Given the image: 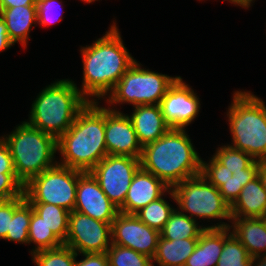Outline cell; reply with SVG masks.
<instances>
[{
    "label": "cell",
    "mask_w": 266,
    "mask_h": 266,
    "mask_svg": "<svg viewBox=\"0 0 266 266\" xmlns=\"http://www.w3.org/2000/svg\"><path fill=\"white\" fill-rule=\"evenodd\" d=\"M120 33L116 21H113L103 37L93 41L92 45L80 47L83 79L81 89H78L88 101L105 100L136 62L123 44Z\"/></svg>",
    "instance_id": "cell-1"
},
{
    "label": "cell",
    "mask_w": 266,
    "mask_h": 266,
    "mask_svg": "<svg viewBox=\"0 0 266 266\" xmlns=\"http://www.w3.org/2000/svg\"><path fill=\"white\" fill-rule=\"evenodd\" d=\"M57 163L83 172L91 171L107 156L105 107L89 101L77 114L71 127L57 139Z\"/></svg>",
    "instance_id": "cell-2"
},
{
    "label": "cell",
    "mask_w": 266,
    "mask_h": 266,
    "mask_svg": "<svg viewBox=\"0 0 266 266\" xmlns=\"http://www.w3.org/2000/svg\"><path fill=\"white\" fill-rule=\"evenodd\" d=\"M201 160L186 129L170 128L159 139L143 146L140 165L173 188L201 174Z\"/></svg>",
    "instance_id": "cell-3"
},
{
    "label": "cell",
    "mask_w": 266,
    "mask_h": 266,
    "mask_svg": "<svg viewBox=\"0 0 266 266\" xmlns=\"http://www.w3.org/2000/svg\"><path fill=\"white\" fill-rule=\"evenodd\" d=\"M78 88L72 79L57 80L46 86L31 104L26 122L58 139L89 102Z\"/></svg>",
    "instance_id": "cell-4"
},
{
    "label": "cell",
    "mask_w": 266,
    "mask_h": 266,
    "mask_svg": "<svg viewBox=\"0 0 266 266\" xmlns=\"http://www.w3.org/2000/svg\"><path fill=\"white\" fill-rule=\"evenodd\" d=\"M226 112L232 137L230 146L266 161V105L251 91H234Z\"/></svg>",
    "instance_id": "cell-5"
},
{
    "label": "cell",
    "mask_w": 266,
    "mask_h": 266,
    "mask_svg": "<svg viewBox=\"0 0 266 266\" xmlns=\"http://www.w3.org/2000/svg\"><path fill=\"white\" fill-rule=\"evenodd\" d=\"M1 137L9 146L17 178L23 185L57 164V139L26 121Z\"/></svg>",
    "instance_id": "cell-6"
},
{
    "label": "cell",
    "mask_w": 266,
    "mask_h": 266,
    "mask_svg": "<svg viewBox=\"0 0 266 266\" xmlns=\"http://www.w3.org/2000/svg\"><path fill=\"white\" fill-rule=\"evenodd\" d=\"M260 161L230 144L215 150L209 161L201 160V175L219 189L231 206L242 188L258 176Z\"/></svg>",
    "instance_id": "cell-7"
},
{
    "label": "cell",
    "mask_w": 266,
    "mask_h": 266,
    "mask_svg": "<svg viewBox=\"0 0 266 266\" xmlns=\"http://www.w3.org/2000/svg\"><path fill=\"white\" fill-rule=\"evenodd\" d=\"M169 197L178 206L177 209L193 220L220 221L205 228H226L231 221L230 205L223 199L218 188L209 183L201 174L190 177L168 190Z\"/></svg>",
    "instance_id": "cell-8"
},
{
    "label": "cell",
    "mask_w": 266,
    "mask_h": 266,
    "mask_svg": "<svg viewBox=\"0 0 266 266\" xmlns=\"http://www.w3.org/2000/svg\"><path fill=\"white\" fill-rule=\"evenodd\" d=\"M141 65L136 61L107 95L105 101L109 109L119 111L116 108L117 104L124 103L132 104L133 107L159 105L169 87L179 77L151 71L149 68L144 69Z\"/></svg>",
    "instance_id": "cell-9"
},
{
    "label": "cell",
    "mask_w": 266,
    "mask_h": 266,
    "mask_svg": "<svg viewBox=\"0 0 266 266\" xmlns=\"http://www.w3.org/2000/svg\"><path fill=\"white\" fill-rule=\"evenodd\" d=\"M83 171L56 164L24 185L29 203H47L72 212L76 203L78 178Z\"/></svg>",
    "instance_id": "cell-10"
},
{
    "label": "cell",
    "mask_w": 266,
    "mask_h": 266,
    "mask_svg": "<svg viewBox=\"0 0 266 266\" xmlns=\"http://www.w3.org/2000/svg\"><path fill=\"white\" fill-rule=\"evenodd\" d=\"M141 167L140 158L107 155L91 171L100 188L109 200L120 209L137 170Z\"/></svg>",
    "instance_id": "cell-11"
},
{
    "label": "cell",
    "mask_w": 266,
    "mask_h": 266,
    "mask_svg": "<svg viewBox=\"0 0 266 266\" xmlns=\"http://www.w3.org/2000/svg\"><path fill=\"white\" fill-rule=\"evenodd\" d=\"M111 244V224L95 220L78 211L70 212L64 245L77 254H84L106 253Z\"/></svg>",
    "instance_id": "cell-12"
},
{
    "label": "cell",
    "mask_w": 266,
    "mask_h": 266,
    "mask_svg": "<svg viewBox=\"0 0 266 266\" xmlns=\"http://www.w3.org/2000/svg\"><path fill=\"white\" fill-rule=\"evenodd\" d=\"M112 244L130 248L153 259L160 232L143 223L135 214L119 212L111 224Z\"/></svg>",
    "instance_id": "cell-13"
},
{
    "label": "cell",
    "mask_w": 266,
    "mask_h": 266,
    "mask_svg": "<svg viewBox=\"0 0 266 266\" xmlns=\"http://www.w3.org/2000/svg\"><path fill=\"white\" fill-rule=\"evenodd\" d=\"M199 96L179 76L159 103L161 113L170 128L185 129L198 116Z\"/></svg>",
    "instance_id": "cell-14"
},
{
    "label": "cell",
    "mask_w": 266,
    "mask_h": 266,
    "mask_svg": "<svg viewBox=\"0 0 266 266\" xmlns=\"http://www.w3.org/2000/svg\"><path fill=\"white\" fill-rule=\"evenodd\" d=\"M105 145L107 155L141 158L143 147L128 114L105 107Z\"/></svg>",
    "instance_id": "cell-15"
},
{
    "label": "cell",
    "mask_w": 266,
    "mask_h": 266,
    "mask_svg": "<svg viewBox=\"0 0 266 266\" xmlns=\"http://www.w3.org/2000/svg\"><path fill=\"white\" fill-rule=\"evenodd\" d=\"M73 211L109 224H112L119 213V209L109 200L90 172H84L78 178L76 203Z\"/></svg>",
    "instance_id": "cell-16"
},
{
    "label": "cell",
    "mask_w": 266,
    "mask_h": 266,
    "mask_svg": "<svg viewBox=\"0 0 266 266\" xmlns=\"http://www.w3.org/2000/svg\"><path fill=\"white\" fill-rule=\"evenodd\" d=\"M169 189L162 180L140 167L131 181L124 205L119 212L135 214L152 201L164 196Z\"/></svg>",
    "instance_id": "cell-17"
},
{
    "label": "cell",
    "mask_w": 266,
    "mask_h": 266,
    "mask_svg": "<svg viewBox=\"0 0 266 266\" xmlns=\"http://www.w3.org/2000/svg\"><path fill=\"white\" fill-rule=\"evenodd\" d=\"M128 115L142 147L163 136L170 126L165 122L159 105H137Z\"/></svg>",
    "instance_id": "cell-18"
},
{
    "label": "cell",
    "mask_w": 266,
    "mask_h": 266,
    "mask_svg": "<svg viewBox=\"0 0 266 266\" xmlns=\"http://www.w3.org/2000/svg\"><path fill=\"white\" fill-rule=\"evenodd\" d=\"M229 224L231 233L252 258L266 255V217H232Z\"/></svg>",
    "instance_id": "cell-19"
},
{
    "label": "cell",
    "mask_w": 266,
    "mask_h": 266,
    "mask_svg": "<svg viewBox=\"0 0 266 266\" xmlns=\"http://www.w3.org/2000/svg\"><path fill=\"white\" fill-rule=\"evenodd\" d=\"M0 16L5 22L9 40L27 48L32 27L37 25V6H17L0 9Z\"/></svg>",
    "instance_id": "cell-20"
},
{
    "label": "cell",
    "mask_w": 266,
    "mask_h": 266,
    "mask_svg": "<svg viewBox=\"0 0 266 266\" xmlns=\"http://www.w3.org/2000/svg\"><path fill=\"white\" fill-rule=\"evenodd\" d=\"M231 217H266V191L259 176L248 182L230 206Z\"/></svg>",
    "instance_id": "cell-21"
},
{
    "label": "cell",
    "mask_w": 266,
    "mask_h": 266,
    "mask_svg": "<svg viewBox=\"0 0 266 266\" xmlns=\"http://www.w3.org/2000/svg\"><path fill=\"white\" fill-rule=\"evenodd\" d=\"M224 243V228H205L184 266H217Z\"/></svg>",
    "instance_id": "cell-22"
},
{
    "label": "cell",
    "mask_w": 266,
    "mask_h": 266,
    "mask_svg": "<svg viewBox=\"0 0 266 266\" xmlns=\"http://www.w3.org/2000/svg\"><path fill=\"white\" fill-rule=\"evenodd\" d=\"M198 238L168 240L161 236L153 260L159 266H184L194 252Z\"/></svg>",
    "instance_id": "cell-23"
},
{
    "label": "cell",
    "mask_w": 266,
    "mask_h": 266,
    "mask_svg": "<svg viewBox=\"0 0 266 266\" xmlns=\"http://www.w3.org/2000/svg\"><path fill=\"white\" fill-rule=\"evenodd\" d=\"M198 225V221L175 208L160 232V236L168 240L199 238L205 225Z\"/></svg>",
    "instance_id": "cell-24"
},
{
    "label": "cell",
    "mask_w": 266,
    "mask_h": 266,
    "mask_svg": "<svg viewBox=\"0 0 266 266\" xmlns=\"http://www.w3.org/2000/svg\"><path fill=\"white\" fill-rule=\"evenodd\" d=\"M31 216L32 205L25 195L14 198V213L5 240L27 245Z\"/></svg>",
    "instance_id": "cell-25"
},
{
    "label": "cell",
    "mask_w": 266,
    "mask_h": 266,
    "mask_svg": "<svg viewBox=\"0 0 266 266\" xmlns=\"http://www.w3.org/2000/svg\"><path fill=\"white\" fill-rule=\"evenodd\" d=\"M33 211L43 218L45 224L54 235L64 244L68 234L70 211L63 207L47 203H30Z\"/></svg>",
    "instance_id": "cell-26"
},
{
    "label": "cell",
    "mask_w": 266,
    "mask_h": 266,
    "mask_svg": "<svg viewBox=\"0 0 266 266\" xmlns=\"http://www.w3.org/2000/svg\"><path fill=\"white\" fill-rule=\"evenodd\" d=\"M252 257L242 243L231 233L229 227L224 228V243L217 266H250Z\"/></svg>",
    "instance_id": "cell-27"
},
{
    "label": "cell",
    "mask_w": 266,
    "mask_h": 266,
    "mask_svg": "<svg viewBox=\"0 0 266 266\" xmlns=\"http://www.w3.org/2000/svg\"><path fill=\"white\" fill-rule=\"evenodd\" d=\"M31 243L35 245V247L29 251L31 254L40 250L53 249L63 245L52 230L45 224L43 218L33 211V208L28 232V244Z\"/></svg>",
    "instance_id": "cell-28"
},
{
    "label": "cell",
    "mask_w": 266,
    "mask_h": 266,
    "mask_svg": "<svg viewBox=\"0 0 266 266\" xmlns=\"http://www.w3.org/2000/svg\"><path fill=\"white\" fill-rule=\"evenodd\" d=\"M164 197L152 201L146 207L141 208L135 215L149 227L161 232L165 223L169 220L171 213L174 211L173 205L165 200Z\"/></svg>",
    "instance_id": "cell-29"
},
{
    "label": "cell",
    "mask_w": 266,
    "mask_h": 266,
    "mask_svg": "<svg viewBox=\"0 0 266 266\" xmlns=\"http://www.w3.org/2000/svg\"><path fill=\"white\" fill-rule=\"evenodd\" d=\"M36 266H75L78 254L69 246L62 245L31 254Z\"/></svg>",
    "instance_id": "cell-30"
},
{
    "label": "cell",
    "mask_w": 266,
    "mask_h": 266,
    "mask_svg": "<svg viewBox=\"0 0 266 266\" xmlns=\"http://www.w3.org/2000/svg\"><path fill=\"white\" fill-rule=\"evenodd\" d=\"M109 266H153V260L137 251L111 244L107 250Z\"/></svg>",
    "instance_id": "cell-31"
},
{
    "label": "cell",
    "mask_w": 266,
    "mask_h": 266,
    "mask_svg": "<svg viewBox=\"0 0 266 266\" xmlns=\"http://www.w3.org/2000/svg\"><path fill=\"white\" fill-rule=\"evenodd\" d=\"M37 6V24L45 27L47 25L55 24L60 22L63 17L62 9L59 6H62V0H36ZM61 11H57L58 9Z\"/></svg>",
    "instance_id": "cell-32"
},
{
    "label": "cell",
    "mask_w": 266,
    "mask_h": 266,
    "mask_svg": "<svg viewBox=\"0 0 266 266\" xmlns=\"http://www.w3.org/2000/svg\"><path fill=\"white\" fill-rule=\"evenodd\" d=\"M24 194V185L16 174L0 173V201L21 197Z\"/></svg>",
    "instance_id": "cell-33"
},
{
    "label": "cell",
    "mask_w": 266,
    "mask_h": 266,
    "mask_svg": "<svg viewBox=\"0 0 266 266\" xmlns=\"http://www.w3.org/2000/svg\"><path fill=\"white\" fill-rule=\"evenodd\" d=\"M14 213V198L0 201V239L5 240Z\"/></svg>",
    "instance_id": "cell-34"
},
{
    "label": "cell",
    "mask_w": 266,
    "mask_h": 266,
    "mask_svg": "<svg viewBox=\"0 0 266 266\" xmlns=\"http://www.w3.org/2000/svg\"><path fill=\"white\" fill-rule=\"evenodd\" d=\"M0 173L16 174L9 146L1 136H0Z\"/></svg>",
    "instance_id": "cell-35"
},
{
    "label": "cell",
    "mask_w": 266,
    "mask_h": 266,
    "mask_svg": "<svg viewBox=\"0 0 266 266\" xmlns=\"http://www.w3.org/2000/svg\"><path fill=\"white\" fill-rule=\"evenodd\" d=\"M84 258L77 261L75 266H109L107 253H84L78 254Z\"/></svg>",
    "instance_id": "cell-36"
},
{
    "label": "cell",
    "mask_w": 266,
    "mask_h": 266,
    "mask_svg": "<svg viewBox=\"0 0 266 266\" xmlns=\"http://www.w3.org/2000/svg\"><path fill=\"white\" fill-rule=\"evenodd\" d=\"M14 44L9 40L7 27L0 16V52L10 49Z\"/></svg>",
    "instance_id": "cell-37"
},
{
    "label": "cell",
    "mask_w": 266,
    "mask_h": 266,
    "mask_svg": "<svg viewBox=\"0 0 266 266\" xmlns=\"http://www.w3.org/2000/svg\"><path fill=\"white\" fill-rule=\"evenodd\" d=\"M17 6H36V0H0V9Z\"/></svg>",
    "instance_id": "cell-38"
},
{
    "label": "cell",
    "mask_w": 266,
    "mask_h": 266,
    "mask_svg": "<svg viewBox=\"0 0 266 266\" xmlns=\"http://www.w3.org/2000/svg\"><path fill=\"white\" fill-rule=\"evenodd\" d=\"M258 176L261 180L262 186L266 191V161H261L259 164Z\"/></svg>",
    "instance_id": "cell-39"
},
{
    "label": "cell",
    "mask_w": 266,
    "mask_h": 266,
    "mask_svg": "<svg viewBox=\"0 0 266 266\" xmlns=\"http://www.w3.org/2000/svg\"><path fill=\"white\" fill-rule=\"evenodd\" d=\"M223 1H229L231 4H234L235 6H241L242 8H249L251 7L252 3H254L255 0H223Z\"/></svg>",
    "instance_id": "cell-40"
},
{
    "label": "cell",
    "mask_w": 266,
    "mask_h": 266,
    "mask_svg": "<svg viewBox=\"0 0 266 266\" xmlns=\"http://www.w3.org/2000/svg\"><path fill=\"white\" fill-rule=\"evenodd\" d=\"M250 266H266V255L254 257Z\"/></svg>",
    "instance_id": "cell-41"
},
{
    "label": "cell",
    "mask_w": 266,
    "mask_h": 266,
    "mask_svg": "<svg viewBox=\"0 0 266 266\" xmlns=\"http://www.w3.org/2000/svg\"><path fill=\"white\" fill-rule=\"evenodd\" d=\"M81 1H83V2H86V3H92V2H94V1H98V0H81Z\"/></svg>",
    "instance_id": "cell-42"
}]
</instances>
